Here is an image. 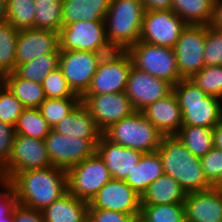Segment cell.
Returning <instances> with one entry per match:
<instances>
[{"label":"cell","instance_id":"obj_1","mask_svg":"<svg viewBox=\"0 0 222 222\" xmlns=\"http://www.w3.org/2000/svg\"><path fill=\"white\" fill-rule=\"evenodd\" d=\"M8 183L19 204L39 211L68 192L66 170L54 166L19 172Z\"/></svg>","mask_w":222,"mask_h":222},{"label":"cell","instance_id":"obj_2","mask_svg":"<svg viewBox=\"0 0 222 222\" xmlns=\"http://www.w3.org/2000/svg\"><path fill=\"white\" fill-rule=\"evenodd\" d=\"M157 151L163 172L178 181L186 194L213 187L205 178L200 157L194 156L176 135H164Z\"/></svg>","mask_w":222,"mask_h":222},{"label":"cell","instance_id":"obj_3","mask_svg":"<svg viewBox=\"0 0 222 222\" xmlns=\"http://www.w3.org/2000/svg\"><path fill=\"white\" fill-rule=\"evenodd\" d=\"M144 13L141 0H111L104 22L114 50L127 51L139 41Z\"/></svg>","mask_w":222,"mask_h":222},{"label":"cell","instance_id":"obj_4","mask_svg":"<svg viewBox=\"0 0 222 222\" xmlns=\"http://www.w3.org/2000/svg\"><path fill=\"white\" fill-rule=\"evenodd\" d=\"M173 92L182 111L183 125L214 128L222 120L221 99L205 94L190 79L180 80Z\"/></svg>","mask_w":222,"mask_h":222},{"label":"cell","instance_id":"obj_5","mask_svg":"<svg viewBox=\"0 0 222 222\" xmlns=\"http://www.w3.org/2000/svg\"><path fill=\"white\" fill-rule=\"evenodd\" d=\"M103 135L111 142L142 153L157 151L164 136L141 111L112 124Z\"/></svg>","mask_w":222,"mask_h":222},{"label":"cell","instance_id":"obj_6","mask_svg":"<svg viewBox=\"0 0 222 222\" xmlns=\"http://www.w3.org/2000/svg\"><path fill=\"white\" fill-rule=\"evenodd\" d=\"M61 51H85L110 54L111 47L106 34L104 21H78L62 25L59 32Z\"/></svg>","mask_w":222,"mask_h":222},{"label":"cell","instance_id":"obj_7","mask_svg":"<svg viewBox=\"0 0 222 222\" xmlns=\"http://www.w3.org/2000/svg\"><path fill=\"white\" fill-rule=\"evenodd\" d=\"M127 52L130 54L133 66L137 69L166 80L173 86L182 80L173 48L152 45L139 40Z\"/></svg>","mask_w":222,"mask_h":222},{"label":"cell","instance_id":"obj_8","mask_svg":"<svg viewBox=\"0 0 222 222\" xmlns=\"http://www.w3.org/2000/svg\"><path fill=\"white\" fill-rule=\"evenodd\" d=\"M50 166L45 140L15 134L10 158L0 169V180L9 182L19 172Z\"/></svg>","mask_w":222,"mask_h":222},{"label":"cell","instance_id":"obj_9","mask_svg":"<svg viewBox=\"0 0 222 222\" xmlns=\"http://www.w3.org/2000/svg\"><path fill=\"white\" fill-rule=\"evenodd\" d=\"M66 172L68 192L88 203L112 179L105 163L97 153L75 164Z\"/></svg>","mask_w":222,"mask_h":222},{"label":"cell","instance_id":"obj_10","mask_svg":"<svg viewBox=\"0 0 222 222\" xmlns=\"http://www.w3.org/2000/svg\"><path fill=\"white\" fill-rule=\"evenodd\" d=\"M132 59L127 51L115 50L104 55L84 94L125 92Z\"/></svg>","mask_w":222,"mask_h":222},{"label":"cell","instance_id":"obj_11","mask_svg":"<svg viewBox=\"0 0 222 222\" xmlns=\"http://www.w3.org/2000/svg\"><path fill=\"white\" fill-rule=\"evenodd\" d=\"M44 140L52 166L67 171L75 164L93 156L100 139H83L60 134L51 129Z\"/></svg>","mask_w":222,"mask_h":222},{"label":"cell","instance_id":"obj_12","mask_svg":"<svg viewBox=\"0 0 222 222\" xmlns=\"http://www.w3.org/2000/svg\"><path fill=\"white\" fill-rule=\"evenodd\" d=\"M208 25H190L183 29L174 46L177 67L182 79H190L204 66V49Z\"/></svg>","mask_w":222,"mask_h":222},{"label":"cell","instance_id":"obj_13","mask_svg":"<svg viewBox=\"0 0 222 222\" xmlns=\"http://www.w3.org/2000/svg\"><path fill=\"white\" fill-rule=\"evenodd\" d=\"M187 23L173 10L145 11L140 41L174 48Z\"/></svg>","mask_w":222,"mask_h":222},{"label":"cell","instance_id":"obj_14","mask_svg":"<svg viewBox=\"0 0 222 222\" xmlns=\"http://www.w3.org/2000/svg\"><path fill=\"white\" fill-rule=\"evenodd\" d=\"M103 54L85 51H61L59 67L72 91L80 97L87 91Z\"/></svg>","mask_w":222,"mask_h":222},{"label":"cell","instance_id":"obj_15","mask_svg":"<svg viewBox=\"0 0 222 222\" xmlns=\"http://www.w3.org/2000/svg\"><path fill=\"white\" fill-rule=\"evenodd\" d=\"M81 102L89 109L91 116L102 132L135 112L125 92L83 94Z\"/></svg>","mask_w":222,"mask_h":222},{"label":"cell","instance_id":"obj_16","mask_svg":"<svg viewBox=\"0 0 222 222\" xmlns=\"http://www.w3.org/2000/svg\"><path fill=\"white\" fill-rule=\"evenodd\" d=\"M173 91V85L166 80L156 78L132 65L125 94L135 111L164 98Z\"/></svg>","mask_w":222,"mask_h":222},{"label":"cell","instance_id":"obj_17","mask_svg":"<svg viewBox=\"0 0 222 222\" xmlns=\"http://www.w3.org/2000/svg\"><path fill=\"white\" fill-rule=\"evenodd\" d=\"M88 209H105L126 214L141 213V196L124 180L111 179L89 202Z\"/></svg>","mask_w":222,"mask_h":222},{"label":"cell","instance_id":"obj_18","mask_svg":"<svg viewBox=\"0 0 222 222\" xmlns=\"http://www.w3.org/2000/svg\"><path fill=\"white\" fill-rule=\"evenodd\" d=\"M52 52H61L58 32L35 28L19 30L16 66Z\"/></svg>","mask_w":222,"mask_h":222},{"label":"cell","instance_id":"obj_19","mask_svg":"<svg viewBox=\"0 0 222 222\" xmlns=\"http://www.w3.org/2000/svg\"><path fill=\"white\" fill-rule=\"evenodd\" d=\"M184 208L186 222H222V187L187 193Z\"/></svg>","mask_w":222,"mask_h":222},{"label":"cell","instance_id":"obj_20","mask_svg":"<svg viewBox=\"0 0 222 222\" xmlns=\"http://www.w3.org/2000/svg\"><path fill=\"white\" fill-rule=\"evenodd\" d=\"M96 153L105 163L112 179L124 181L143 154L140 151L111 142L104 135L96 145Z\"/></svg>","mask_w":222,"mask_h":222},{"label":"cell","instance_id":"obj_21","mask_svg":"<svg viewBox=\"0 0 222 222\" xmlns=\"http://www.w3.org/2000/svg\"><path fill=\"white\" fill-rule=\"evenodd\" d=\"M141 112L163 135H175L183 125L182 111L173 91Z\"/></svg>","mask_w":222,"mask_h":222},{"label":"cell","instance_id":"obj_22","mask_svg":"<svg viewBox=\"0 0 222 222\" xmlns=\"http://www.w3.org/2000/svg\"><path fill=\"white\" fill-rule=\"evenodd\" d=\"M52 129L60 134L83 139H100L103 135L89 109L82 102Z\"/></svg>","mask_w":222,"mask_h":222},{"label":"cell","instance_id":"obj_23","mask_svg":"<svg viewBox=\"0 0 222 222\" xmlns=\"http://www.w3.org/2000/svg\"><path fill=\"white\" fill-rule=\"evenodd\" d=\"M89 203L67 192L41 212L45 222H85Z\"/></svg>","mask_w":222,"mask_h":222},{"label":"cell","instance_id":"obj_24","mask_svg":"<svg viewBox=\"0 0 222 222\" xmlns=\"http://www.w3.org/2000/svg\"><path fill=\"white\" fill-rule=\"evenodd\" d=\"M111 0H63L62 25L78 21H104Z\"/></svg>","mask_w":222,"mask_h":222},{"label":"cell","instance_id":"obj_25","mask_svg":"<svg viewBox=\"0 0 222 222\" xmlns=\"http://www.w3.org/2000/svg\"><path fill=\"white\" fill-rule=\"evenodd\" d=\"M164 174L161 156L158 151L143 153L125 182L140 196L147 187Z\"/></svg>","mask_w":222,"mask_h":222},{"label":"cell","instance_id":"obj_26","mask_svg":"<svg viewBox=\"0 0 222 222\" xmlns=\"http://www.w3.org/2000/svg\"><path fill=\"white\" fill-rule=\"evenodd\" d=\"M186 192L173 177L163 174L141 196V205L184 203Z\"/></svg>","mask_w":222,"mask_h":222},{"label":"cell","instance_id":"obj_27","mask_svg":"<svg viewBox=\"0 0 222 222\" xmlns=\"http://www.w3.org/2000/svg\"><path fill=\"white\" fill-rule=\"evenodd\" d=\"M216 0H172L171 10L190 25H211Z\"/></svg>","mask_w":222,"mask_h":222},{"label":"cell","instance_id":"obj_28","mask_svg":"<svg viewBox=\"0 0 222 222\" xmlns=\"http://www.w3.org/2000/svg\"><path fill=\"white\" fill-rule=\"evenodd\" d=\"M6 86L25 108H38L46 99L42 84L17 76L14 72L5 74Z\"/></svg>","mask_w":222,"mask_h":222},{"label":"cell","instance_id":"obj_29","mask_svg":"<svg viewBox=\"0 0 222 222\" xmlns=\"http://www.w3.org/2000/svg\"><path fill=\"white\" fill-rule=\"evenodd\" d=\"M175 135L197 157L204 156L214 147L213 128L182 125Z\"/></svg>","mask_w":222,"mask_h":222},{"label":"cell","instance_id":"obj_30","mask_svg":"<svg viewBox=\"0 0 222 222\" xmlns=\"http://www.w3.org/2000/svg\"><path fill=\"white\" fill-rule=\"evenodd\" d=\"M60 52H52L42 55L32 61L18 64L14 73L24 79L42 84L44 78L59 67Z\"/></svg>","mask_w":222,"mask_h":222},{"label":"cell","instance_id":"obj_31","mask_svg":"<svg viewBox=\"0 0 222 222\" xmlns=\"http://www.w3.org/2000/svg\"><path fill=\"white\" fill-rule=\"evenodd\" d=\"M35 29L60 32L63 0H34Z\"/></svg>","mask_w":222,"mask_h":222},{"label":"cell","instance_id":"obj_32","mask_svg":"<svg viewBox=\"0 0 222 222\" xmlns=\"http://www.w3.org/2000/svg\"><path fill=\"white\" fill-rule=\"evenodd\" d=\"M15 134L44 140L52 129L38 108H25L14 126Z\"/></svg>","mask_w":222,"mask_h":222},{"label":"cell","instance_id":"obj_33","mask_svg":"<svg viewBox=\"0 0 222 222\" xmlns=\"http://www.w3.org/2000/svg\"><path fill=\"white\" fill-rule=\"evenodd\" d=\"M19 30L8 22L0 25V73L8 74L16 68V49Z\"/></svg>","mask_w":222,"mask_h":222},{"label":"cell","instance_id":"obj_34","mask_svg":"<svg viewBox=\"0 0 222 222\" xmlns=\"http://www.w3.org/2000/svg\"><path fill=\"white\" fill-rule=\"evenodd\" d=\"M7 22L17 30L35 27L34 0H7Z\"/></svg>","mask_w":222,"mask_h":222},{"label":"cell","instance_id":"obj_35","mask_svg":"<svg viewBox=\"0 0 222 222\" xmlns=\"http://www.w3.org/2000/svg\"><path fill=\"white\" fill-rule=\"evenodd\" d=\"M81 102V97L46 98L38 107L48 125L53 128Z\"/></svg>","mask_w":222,"mask_h":222},{"label":"cell","instance_id":"obj_36","mask_svg":"<svg viewBox=\"0 0 222 222\" xmlns=\"http://www.w3.org/2000/svg\"><path fill=\"white\" fill-rule=\"evenodd\" d=\"M141 214L148 222H186L184 203L141 205Z\"/></svg>","mask_w":222,"mask_h":222},{"label":"cell","instance_id":"obj_37","mask_svg":"<svg viewBox=\"0 0 222 222\" xmlns=\"http://www.w3.org/2000/svg\"><path fill=\"white\" fill-rule=\"evenodd\" d=\"M190 80L205 94L222 100V66H204Z\"/></svg>","mask_w":222,"mask_h":222},{"label":"cell","instance_id":"obj_38","mask_svg":"<svg viewBox=\"0 0 222 222\" xmlns=\"http://www.w3.org/2000/svg\"><path fill=\"white\" fill-rule=\"evenodd\" d=\"M42 87L45 98L80 97L69 87L60 67L54 69L44 78Z\"/></svg>","mask_w":222,"mask_h":222},{"label":"cell","instance_id":"obj_39","mask_svg":"<svg viewBox=\"0 0 222 222\" xmlns=\"http://www.w3.org/2000/svg\"><path fill=\"white\" fill-rule=\"evenodd\" d=\"M24 109L22 102L5 86L0 92V120L15 126Z\"/></svg>","mask_w":222,"mask_h":222},{"label":"cell","instance_id":"obj_40","mask_svg":"<svg viewBox=\"0 0 222 222\" xmlns=\"http://www.w3.org/2000/svg\"><path fill=\"white\" fill-rule=\"evenodd\" d=\"M200 161L207 181L213 187H222V150L213 147Z\"/></svg>","mask_w":222,"mask_h":222},{"label":"cell","instance_id":"obj_41","mask_svg":"<svg viewBox=\"0 0 222 222\" xmlns=\"http://www.w3.org/2000/svg\"><path fill=\"white\" fill-rule=\"evenodd\" d=\"M205 66H222V30L208 25L206 29Z\"/></svg>","mask_w":222,"mask_h":222},{"label":"cell","instance_id":"obj_42","mask_svg":"<svg viewBox=\"0 0 222 222\" xmlns=\"http://www.w3.org/2000/svg\"><path fill=\"white\" fill-rule=\"evenodd\" d=\"M0 186V222H13V210L18 204L16 193L8 182L0 180Z\"/></svg>","mask_w":222,"mask_h":222},{"label":"cell","instance_id":"obj_43","mask_svg":"<svg viewBox=\"0 0 222 222\" xmlns=\"http://www.w3.org/2000/svg\"><path fill=\"white\" fill-rule=\"evenodd\" d=\"M14 136V126L8 125L0 120V169L10 158Z\"/></svg>","mask_w":222,"mask_h":222},{"label":"cell","instance_id":"obj_44","mask_svg":"<svg viewBox=\"0 0 222 222\" xmlns=\"http://www.w3.org/2000/svg\"><path fill=\"white\" fill-rule=\"evenodd\" d=\"M134 215L105 209H88L89 222H132Z\"/></svg>","mask_w":222,"mask_h":222},{"label":"cell","instance_id":"obj_45","mask_svg":"<svg viewBox=\"0 0 222 222\" xmlns=\"http://www.w3.org/2000/svg\"><path fill=\"white\" fill-rule=\"evenodd\" d=\"M13 222H45L39 210L17 204L13 210Z\"/></svg>","mask_w":222,"mask_h":222},{"label":"cell","instance_id":"obj_46","mask_svg":"<svg viewBox=\"0 0 222 222\" xmlns=\"http://www.w3.org/2000/svg\"><path fill=\"white\" fill-rule=\"evenodd\" d=\"M145 11L169 10L171 9L172 0H141Z\"/></svg>","mask_w":222,"mask_h":222},{"label":"cell","instance_id":"obj_47","mask_svg":"<svg viewBox=\"0 0 222 222\" xmlns=\"http://www.w3.org/2000/svg\"><path fill=\"white\" fill-rule=\"evenodd\" d=\"M211 25L216 29L222 30V0L215 1V8Z\"/></svg>","mask_w":222,"mask_h":222},{"label":"cell","instance_id":"obj_48","mask_svg":"<svg viewBox=\"0 0 222 222\" xmlns=\"http://www.w3.org/2000/svg\"><path fill=\"white\" fill-rule=\"evenodd\" d=\"M214 147L222 150V120L213 128Z\"/></svg>","mask_w":222,"mask_h":222},{"label":"cell","instance_id":"obj_49","mask_svg":"<svg viewBox=\"0 0 222 222\" xmlns=\"http://www.w3.org/2000/svg\"><path fill=\"white\" fill-rule=\"evenodd\" d=\"M6 1L7 0H0V25L7 22Z\"/></svg>","mask_w":222,"mask_h":222},{"label":"cell","instance_id":"obj_50","mask_svg":"<svg viewBox=\"0 0 222 222\" xmlns=\"http://www.w3.org/2000/svg\"><path fill=\"white\" fill-rule=\"evenodd\" d=\"M132 222H148L147 219L140 213L135 215L132 219Z\"/></svg>","mask_w":222,"mask_h":222},{"label":"cell","instance_id":"obj_51","mask_svg":"<svg viewBox=\"0 0 222 222\" xmlns=\"http://www.w3.org/2000/svg\"><path fill=\"white\" fill-rule=\"evenodd\" d=\"M6 86V78L5 74L0 73V92L3 90V88Z\"/></svg>","mask_w":222,"mask_h":222}]
</instances>
